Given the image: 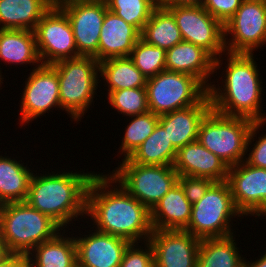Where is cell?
Listing matches in <instances>:
<instances>
[{"label": "cell", "instance_id": "6da1fadb", "mask_svg": "<svg viewBox=\"0 0 266 267\" xmlns=\"http://www.w3.org/2000/svg\"><path fill=\"white\" fill-rule=\"evenodd\" d=\"M86 216L93 222L91 228L130 243L147 242L153 232L151 211L109 172L98 171L91 179L86 196Z\"/></svg>", "mask_w": 266, "mask_h": 267}, {"label": "cell", "instance_id": "7a4b0ae2", "mask_svg": "<svg viewBox=\"0 0 266 267\" xmlns=\"http://www.w3.org/2000/svg\"><path fill=\"white\" fill-rule=\"evenodd\" d=\"M223 59L227 64L223 63ZM255 60L254 54L228 52L214 59L216 76L217 70L219 71L223 64L226 65L225 69L222 67L220 74L222 81H217L216 84L213 79L214 84L208 88L214 111L226 116L248 118L254 122L266 121V112H263L261 105L264 90L262 75Z\"/></svg>", "mask_w": 266, "mask_h": 267}, {"label": "cell", "instance_id": "3957f363", "mask_svg": "<svg viewBox=\"0 0 266 267\" xmlns=\"http://www.w3.org/2000/svg\"><path fill=\"white\" fill-rule=\"evenodd\" d=\"M84 171L67 172L64 169L62 172L33 173L26 202L49 216L62 229H70L71 224L75 225L73 221L83 220L82 217L86 220L87 190L96 173Z\"/></svg>", "mask_w": 266, "mask_h": 267}, {"label": "cell", "instance_id": "277c9868", "mask_svg": "<svg viewBox=\"0 0 266 267\" xmlns=\"http://www.w3.org/2000/svg\"><path fill=\"white\" fill-rule=\"evenodd\" d=\"M62 228L26 201L0 205V239L11 254L27 256Z\"/></svg>", "mask_w": 266, "mask_h": 267}, {"label": "cell", "instance_id": "5b68a950", "mask_svg": "<svg viewBox=\"0 0 266 267\" xmlns=\"http://www.w3.org/2000/svg\"><path fill=\"white\" fill-rule=\"evenodd\" d=\"M59 79L61 110L71 121L81 122L82 116L94 105L93 98L100 88L99 62L91 56L65 59L51 65ZM96 95V96H95ZM93 102V103H92Z\"/></svg>", "mask_w": 266, "mask_h": 267}, {"label": "cell", "instance_id": "8992f818", "mask_svg": "<svg viewBox=\"0 0 266 267\" xmlns=\"http://www.w3.org/2000/svg\"><path fill=\"white\" fill-rule=\"evenodd\" d=\"M253 124L248 118L226 116L211 109L200 123L197 141L231 167L245 160Z\"/></svg>", "mask_w": 266, "mask_h": 267}, {"label": "cell", "instance_id": "52a82bcc", "mask_svg": "<svg viewBox=\"0 0 266 267\" xmlns=\"http://www.w3.org/2000/svg\"><path fill=\"white\" fill-rule=\"evenodd\" d=\"M238 217L242 219L243 215L233 202L229 183L215 182L199 201L192 204L191 218L185 231L200 240L230 236L235 232L232 225L236 220L233 218L238 220Z\"/></svg>", "mask_w": 266, "mask_h": 267}, {"label": "cell", "instance_id": "ba28073f", "mask_svg": "<svg viewBox=\"0 0 266 267\" xmlns=\"http://www.w3.org/2000/svg\"><path fill=\"white\" fill-rule=\"evenodd\" d=\"M146 89L149 110L158 116L197 105L208 94L196 77L168 70L148 78Z\"/></svg>", "mask_w": 266, "mask_h": 267}, {"label": "cell", "instance_id": "9c48e42d", "mask_svg": "<svg viewBox=\"0 0 266 267\" xmlns=\"http://www.w3.org/2000/svg\"><path fill=\"white\" fill-rule=\"evenodd\" d=\"M109 174L150 211L177 183L178 173L173 166L140 165L127 158Z\"/></svg>", "mask_w": 266, "mask_h": 267}, {"label": "cell", "instance_id": "30bf717a", "mask_svg": "<svg viewBox=\"0 0 266 267\" xmlns=\"http://www.w3.org/2000/svg\"><path fill=\"white\" fill-rule=\"evenodd\" d=\"M224 44L228 53L246 54L266 44V0H243L224 24Z\"/></svg>", "mask_w": 266, "mask_h": 267}, {"label": "cell", "instance_id": "8fae6325", "mask_svg": "<svg viewBox=\"0 0 266 267\" xmlns=\"http://www.w3.org/2000/svg\"><path fill=\"white\" fill-rule=\"evenodd\" d=\"M163 7L173 14L183 41L202 47L214 59L226 53L224 25L201 5Z\"/></svg>", "mask_w": 266, "mask_h": 267}, {"label": "cell", "instance_id": "7c38bea8", "mask_svg": "<svg viewBox=\"0 0 266 267\" xmlns=\"http://www.w3.org/2000/svg\"><path fill=\"white\" fill-rule=\"evenodd\" d=\"M25 80L23 92L20 95V119L18 124L22 126L36 120L40 116L50 113L53 108L61 109L59 100V79L57 71L51 65L41 64L33 67ZM30 121V122H29Z\"/></svg>", "mask_w": 266, "mask_h": 267}, {"label": "cell", "instance_id": "4fadbf2b", "mask_svg": "<svg viewBox=\"0 0 266 267\" xmlns=\"http://www.w3.org/2000/svg\"><path fill=\"white\" fill-rule=\"evenodd\" d=\"M34 33L37 52L44 65L81 56L70 21L60 8H51L38 22Z\"/></svg>", "mask_w": 266, "mask_h": 267}, {"label": "cell", "instance_id": "5bb4252c", "mask_svg": "<svg viewBox=\"0 0 266 267\" xmlns=\"http://www.w3.org/2000/svg\"><path fill=\"white\" fill-rule=\"evenodd\" d=\"M60 9L70 21L78 53L98 61L100 32L108 10L106 2L70 0Z\"/></svg>", "mask_w": 266, "mask_h": 267}, {"label": "cell", "instance_id": "9a60e30c", "mask_svg": "<svg viewBox=\"0 0 266 267\" xmlns=\"http://www.w3.org/2000/svg\"><path fill=\"white\" fill-rule=\"evenodd\" d=\"M233 202L243 217H257L266 207V169L249 165L245 160L228 169Z\"/></svg>", "mask_w": 266, "mask_h": 267}, {"label": "cell", "instance_id": "2e32d148", "mask_svg": "<svg viewBox=\"0 0 266 267\" xmlns=\"http://www.w3.org/2000/svg\"><path fill=\"white\" fill-rule=\"evenodd\" d=\"M154 267H196L201 240L185 230H153Z\"/></svg>", "mask_w": 266, "mask_h": 267}, {"label": "cell", "instance_id": "e0dca14e", "mask_svg": "<svg viewBox=\"0 0 266 267\" xmlns=\"http://www.w3.org/2000/svg\"><path fill=\"white\" fill-rule=\"evenodd\" d=\"M90 229L92 230H85L88 233L86 235H74L77 267H120L124 252L131 243L94 228Z\"/></svg>", "mask_w": 266, "mask_h": 267}, {"label": "cell", "instance_id": "ac0fdd59", "mask_svg": "<svg viewBox=\"0 0 266 267\" xmlns=\"http://www.w3.org/2000/svg\"><path fill=\"white\" fill-rule=\"evenodd\" d=\"M173 168L178 176L208 178L214 182L227 181L229 167L197 140L177 150Z\"/></svg>", "mask_w": 266, "mask_h": 267}, {"label": "cell", "instance_id": "d6986e66", "mask_svg": "<svg viewBox=\"0 0 266 267\" xmlns=\"http://www.w3.org/2000/svg\"><path fill=\"white\" fill-rule=\"evenodd\" d=\"M211 109V100L207 94L197 105L160 115L159 124L178 150L197 140L200 123Z\"/></svg>", "mask_w": 266, "mask_h": 267}, {"label": "cell", "instance_id": "ffe728a7", "mask_svg": "<svg viewBox=\"0 0 266 267\" xmlns=\"http://www.w3.org/2000/svg\"><path fill=\"white\" fill-rule=\"evenodd\" d=\"M165 67L171 72L196 77L207 89L212 84L211 78L215 77L214 58L202 47L185 41L166 51Z\"/></svg>", "mask_w": 266, "mask_h": 267}, {"label": "cell", "instance_id": "44dd1931", "mask_svg": "<svg viewBox=\"0 0 266 267\" xmlns=\"http://www.w3.org/2000/svg\"><path fill=\"white\" fill-rule=\"evenodd\" d=\"M140 34L134 26L107 10L100 32L98 62L130 56L135 43L140 39Z\"/></svg>", "mask_w": 266, "mask_h": 267}, {"label": "cell", "instance_id": "7402d4cb", "mask_svg": "<svg viewBox=\"0 0 266 267\" xmlns=\"http://www.w3.org/2000/svg\"><path fill=\"white\" fill-rule=\"evenodd\" d=\"M192 204L177 182L151 210L153 230H185L191 218Z\"/></svg>", "mask_w": 266, "mask_h": 267}, {"label": "cell", "instance_id": "603a6c76", "mask_svg": "<svg viewBox=\"0 0 266 267\" xmlns=\"http://www.w3.org/2000/svg\"><path fill=\"white\" fill-rule=\"evenodd\" d=\"M68 231L69 229H62L50 240L37 245L26 256L28 266L77 267V248L73 236L75 233L73 232V234L70 235L72 231L67 233Z\"/></svg>", "mask_w": 266, "mask_h": 267}, {"label": "cell", "instance_id": "cb8c5ba5", "mask_svg": "<svg viewBox=\"0 0 266 267\" xmlns=\"http://www.w3.org/2000/svg\"><path fill=\"white\" fill-rule=\"evenodd\" d=\"M1 60L6 63L5 67L30 64L29 66L36 65L38 68L42 63L37 52L34 31L0 29V62Z\"/></svg>", "mask_w": 266, "mask_h": 267}, {"label": "cell", "instance_id": "d4e9b609", "mask_svg": "<svg viewBox=\"0 0 266 267\" xmlns=\"http://www.w3.org/2000/svg\"><path fill=\"white\" fill-rule=\"evenodd\" d=\"M11 157L0 155V205L26 201L31 176L37 172Z\"/></svg>", "mask_w": 266, "mask_h": 267}, {"label": "cell", "instance_id": "484cf974", "mask_svg": "<svg viewBox=\"0 0 266 267\" xmlns=\"http://www.w3.org/2000/svg\"><path fill=\"white\" fill-rule=\"evenodd\" d=\"M50 9L42 0H0V29L34 31Z\"/></svg>", "mask_w": 266, "mask_h": 267}, {"label": "cell", "instance_id": "4316f807", "mask_svg": "<svg viewBox=\"0 0 266 267\" xmlns=\"http://www.w3.org/2000/svg\"><path fill=\"white\" fill-rule=\"evenodd\" d=\"M99 78L103 81L104 90L117 91L122 89L146 88L147 78L127 57H114L99 62Z\"/></svg>", "mask_w": 266, "mask_h": 267}, {"label": "cell", "instance_id": "83f0119b", "mask_svg": "<svg viewBox=\"0 0 266 267\" xmlns=\"http://www.w3.org/2000/svg\"><path fill=\"white\" fill-rule=\"evenodd\" d=\"M235 236L233 234L220 238L202 239L196 267H244L246 257L240 253Z\"/></svg>", "mask_w": 266, "mask_h": 267}, {"label": "cell", "instance_id": "f1b7e54d", "mask_svg": "<svg viewBox=\"0 0 266 267\" xmlns=\"http://www.w3.org/2000/svg\"><path fill=\"white\" fill-rule=\"evenodd\" d=\"M146 43L167 51L183 41L173 14L163 6H157L140 34Z\"/></svg>", "mask_w": 266, "mask_h": 267}, {"label": "cell", "instance_id": "f546056e", "mask_svg": "<svg viewBox=\"0 0 266 267\" xmlns=\"http://www.w3.org/2000/svg\"><path fill=\"white\" fill-rule=\"evenodd\" d=\"M177 149L158 123L153 133L127 158L140 165L173 166Z\"/></svg>", "mask_w": 266, "mask_h": 267}, {"label": "cell", "instance_id": "4dcf8cb0", "mask_svg": "<svg viewBox=\"0 0 266 267\" xmlns=\"http://www.w3.org/2000/svg\"><path fill=\"white\" fill-rule=\"evenodd\" d=\"M131 117V118H130ZM131 121L125 127L118 154L128 158L154 131L159 123V116L149 111L140 115L129 116Z\"/></svg>", "mask_w": 266, "mask_h": 267}, {"label": "cell", "instance_id": "1f68e13d", "mask_svg": "<svg viewBox=\"0 0 266 267\" xmlns=\"http://www.w3.org/2000/svg\"><path fill=\"white\" fill-rule=\"evenodd\" d=\"M108 10L134 26L140 33L157 7L150 0H106Z\"/></svg>", "mask_w": 266, "mask_h": 267}, {"label": "cell", "instance_id": "d6a6232c", "mask_svg": "<svg viewBox=\"0 0 266 267\" xmlns=\"http://www.w3.org/2000/svg\"><path fill=\"white\" fill-rule=\"evenodd\" d=\"M108 104L124 117L140 115L149 112L147 89L132 88L117 91H106Z\"/></svg>", "mask_w": 266, "mask_h": 267}, {"label": "cell", "instance_id": "836d02e7", "mask_svg": "<svg viewBox=\"0 0 266 267\" xmlns=\"http://www.w3.org/2000/svg\"><path fill=\"white\" fill-rule=\"evenodd\" d=\"M165 56L166 51L164 49L150 45L140 38L135 43L129 57L133 60L134 65L148 79L166 70Z\"/></svg>", "mask_w": 266, "mask_h": 267}, {"label": "cell", "instance_id": "e575fe53", "mask_svg": "<svg viewBox=\"0 0 266 267\" xmlns=\"http://www.w3.org/2000/svg\"><path fill=\"white\" fill-rule=\"evenodd\" d=\"M265 124L266 121H259V122H254V124L252 125L247 141L246 155L248 156H246L245 158V161L249 165L263 169H266V134L262 133L260 135L259 130L261 129V127L264 128L263 125ZM254 141L256 142L252 143Z\"/></svg>", "mask_w": 266, "mask_h": 267}, {"label": "cell", "instance_id": "d590c367", "mask_svg": "<svg viewBox=\"0 0 266 267\" xmlns=\"http://www.w3.org/2000/svg\"><path fill=\"white\" fill-rule=\"evenodd\" d=\"M142 244L131 243L128 246L124 252L120 267H154V251L152 245L148 241Z\"/></svg>", "mask_w": 266, "mask_h": 267}, {"label": "cell", "instance_id": "8d00e7d4", "mask_svg": "<svg viewBox=\"0 0 266 267\" xmlns=\"http://www.w3.org/2000/svg\"><path fill=\"white\" fill-rule=\"evenodd\" d=\"M177 182L183 189L185 197L191 204L199 201L215 183L208 178L193 176H178Z\"/></svg>", "mask_w": 266, "mask_h": 267}, {"label": "cell", "instance_id": "74e56055", "mask_svg": "<svg viewBox=\"0 0 266 267\" xmlns=\"http://www.w3.org/2000/svg\"><path fill=\"white\" fill-rule=\"evenodd\" d=\"M242 2L243 0H204L201 6L224 25Z\"/></svg>", "mask_w": 266, "mask_h": 267}, {"label": "cell", "instance_id": "f35d334b", "mask_svg": "<svg viewBox=\"0 0 266 267\" xmlns=\"http://www.w3.org/2000/svg\"><path fill=\"white\" fill-rule=\"evenodd\" d=\"M0 267H29L26 256L20 254H11L6 260H4Z\"/></svg>", "mask_w": 266, "mask_h": 267}, {"label": "cell", "instance_id": "ab89813d", "mask_svg": "<svg viewBox=\"0 0 266 267\" xmlns=\"http://www.w3.org/2000/svg\"><path fill=\"white\" fill-rule=\"evenodd\" d=\"M204 0H165L164 6L202 5Z\"/></svg>", "mask_w": 266, "mask_h": 267}, {"label": "cell", "instance_id": "60d3db41", "mask_svg": "<svg viewBox=\"0 0 266 267\" xmlns=\"http://www.w3.org/2000/svg\"><path fill=\"white\" fill-rule=\"evenodd\" d=\"M264 254V255H263ZM261 254L262 256H258L260 258H255L256 261H244V267H266V251L265 253Z\"/></svg>", "mask_w": 266, "mask_h": 267}, {"label": "cell", "instance_id": "b9f144b4", "mask_svg": "<svg viewBox=\"0 0 266 267\" xmlns=\"http://www.w3.org/2000/svg\"><path fill=\"white\" fill-rule=\"evenodd\" d=\"M50 8H61L70 0H42Z\"/></svg>", "mask_w": 266, "mask_h": 267}, {"label": "cell", "instance_id": "7bdbcfd3", "mask_svg": "<svg viewBox=\"0 0 266 267\" xmlns=\"http://www.w3.org/2000/svg\"><path fill=\"white\" fill-rule=\"evenodd\" d=\"M10 255H11V253L7 249L6 245L0 239V264L4 260H6Z\"/></svg>", "mask_w": 266, "mask_h": 267}, {"label": "cell", "instance_id": "ee69618b", "mask_svg": "<svg viewBox=\"0 0 266 267\" xmlns=\"http://www.w3.org/2000/svg\"><path fill=\"white\" fill-rule=\"evenodd\" d=\"M153 2L156 6H164V1L165 0H150Z\"/></svg>", "mask_w": 266, "mask_h": 267}, {"label": "cell", "instance_id": "f6af8a7d", "mask_svg": "<svg viewBox=\"0 0 266 267\" xmlns=\"http://www.w3.org/2000/svg\"><path fill=\"white\" fill-rule=\"evenodd\" d=\"M261 216H263V217L265 216L266 217V207L255 219H257V218L260 219Z\"/></svg>", "mask_w": 266, "mask_h": 267}, {"label": "cell", "instance_id": "bcb514c9", "mask_svg": "<svg viewBox=\"0 0 266 267\" xmlns=\"http://www.w3.org/2000/svg\"><path fill=\"white\" fill-rule=\"evenodd\" d=\"M2 71L0 70V89L2 90V88H1V86H2V84H3V79H4V77H2ZM2 83V84H1Z\"/></svg>", "mask_w": 266, "mask_h": 267}, {"label": "cell", "instance_id": "7dc6e473", "mask_svg": "<svg viewBox=\"0 0 266 267\" xmlns=\"http://www.w3.org/2000/svg\"><path fill=\"white\" fill-rule=\"evenodd\" d=\"M83 1H106V0H83Z\"/></svg>", "mask_w": 266, "mask_h": 267}]
</instances>
